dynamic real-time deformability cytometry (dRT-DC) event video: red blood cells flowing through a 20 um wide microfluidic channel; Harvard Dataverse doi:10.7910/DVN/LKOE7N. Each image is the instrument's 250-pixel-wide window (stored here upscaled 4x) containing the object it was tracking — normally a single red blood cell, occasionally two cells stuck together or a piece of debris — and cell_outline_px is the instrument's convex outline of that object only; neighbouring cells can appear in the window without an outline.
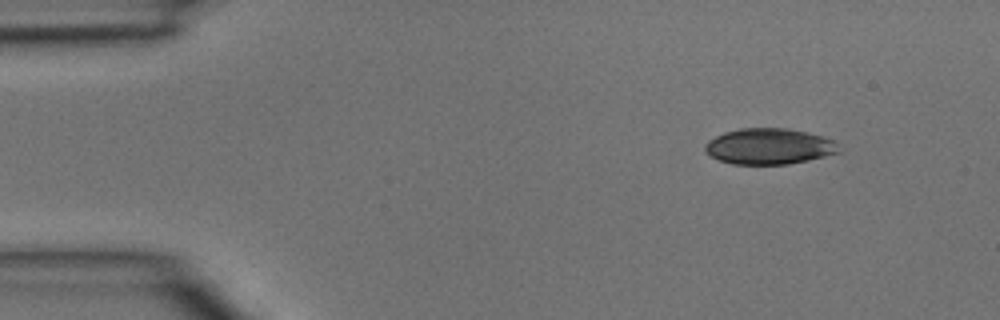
{"species": "common noctule bat (a hibernating species)", "species_latin": "Nyctalus noctula", "temperature_condition": "room temperature", "stored_images_in_passage": 3, "segment_of_instrument_passage": [2, 2], "camera_frame_rate_fps": 3000, "um_per_image_px": 0.085, "animal": {"sex": "male", "body_mass_g": 15.6}, "frame": {"image": 1, "passage_image": 3, "time_ms": 0.667, "image_size_px": [1000, 320], "cell_outline_px": [[840, 152], [808, 160], [788, 164], [732, 164], [720, 160], [704, 152], [704, 144], [708, 140], [724, 132], [740, 128], [788, 128], [836, 140]], "centroid_in_image_um": [65.35, 12.44], "position_along_channel_um": 19.7, "area_um2": 27.98}}